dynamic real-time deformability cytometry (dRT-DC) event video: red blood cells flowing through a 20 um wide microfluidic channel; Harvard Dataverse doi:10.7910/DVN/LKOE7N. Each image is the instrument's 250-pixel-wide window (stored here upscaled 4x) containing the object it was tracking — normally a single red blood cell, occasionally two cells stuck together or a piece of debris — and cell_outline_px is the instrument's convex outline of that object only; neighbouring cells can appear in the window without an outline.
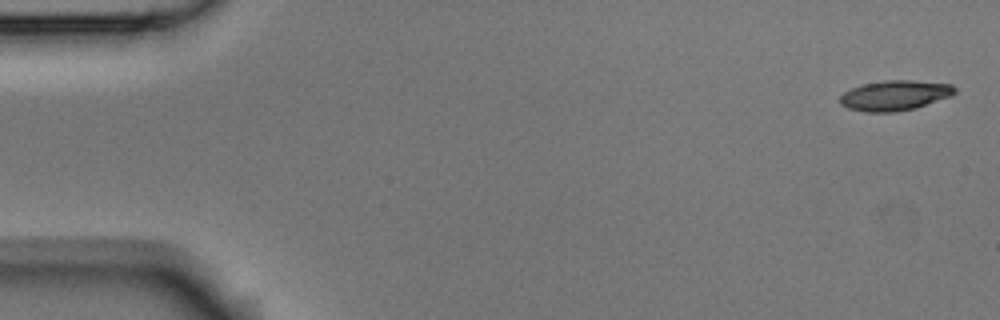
{"species": "Egyptian fruit bat (a non-hibernating species)", "species_latin": "Rousettus aegyptiacus", "temperature_condition": "room temperature", "stored_images_in_passage": 5, "camera_frame_rate_fps": 3000, "um_per_image_px": 0.085, "animal": {"sex": "male"}, "frame": {"image": 1, "passage_image": 1, "time_ms": 0.0, "image_size_px": [1000, 320], "cell_outline_px": [[956, 92], [952, 96], [916, 108], [896, 112], [864, 112], [848, 108], [840, 104], [840, 96], [844, 92], [852, 88], [864, 84], [884, 80], [912, 80], [952, 84], [956, 88]], "centroid_in_image_um": [76.08, 8.11], "position_along_channel_um": 8.9, "area_um2": 20.29}}
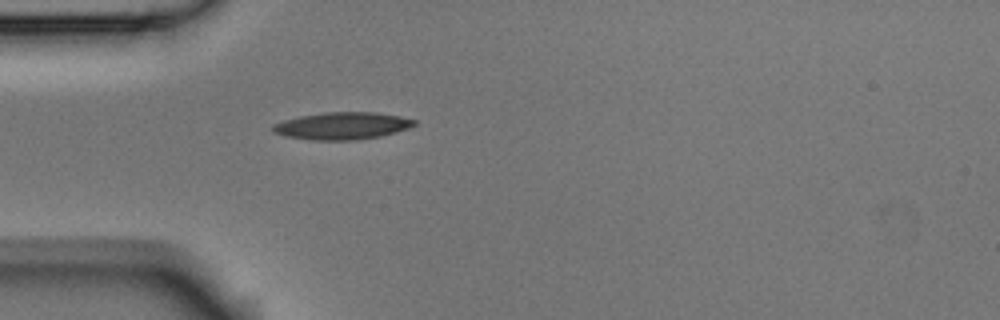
{"frame": {"image": 2, "passage_image": 5, "time_ms": 1.333, "image_size_px": [1000, 320], "cell_outline_px": [[416, 124], [408, 128], [396, 132], [380, 136], [352, 140], [312, 140], [284, 136], [272, 132], [272, 124], [284, 120], [300, 116], [324, 112], [376, 112], [400, 116], [416, 120]], "centroid_in_image_um": [29.06, 10.69], "position_along_channel_um": 55.9, "area_um2": 22.48}}